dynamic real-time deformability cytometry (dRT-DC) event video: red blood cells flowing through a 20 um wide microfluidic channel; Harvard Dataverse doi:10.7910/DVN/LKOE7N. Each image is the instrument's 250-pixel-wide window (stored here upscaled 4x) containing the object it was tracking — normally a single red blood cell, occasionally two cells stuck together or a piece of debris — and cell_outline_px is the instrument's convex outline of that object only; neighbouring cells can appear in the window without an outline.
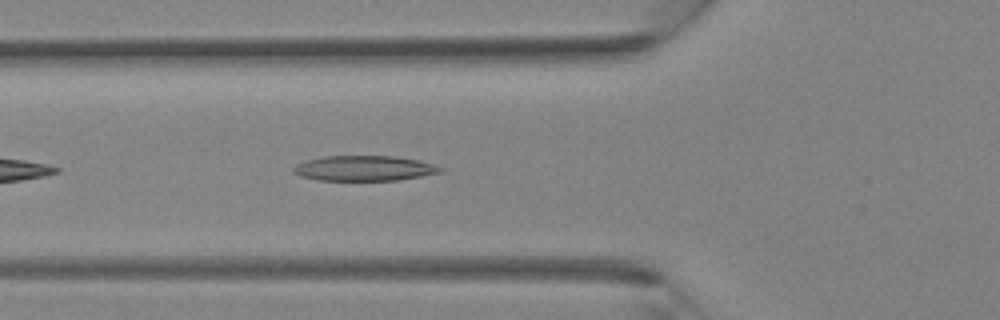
{"species": "Egyptian fruit bat (a non-hibernating species)", "species_latin": "Rousettus aegyptiacus", "temperature_condition": "room temperature", "stored_images_in_passage": 37, "camera_frame_rate_fps": 3000, "um_per_image_px": 0.085, "animal": {"sex": "female"}, "frame": {"image": 1, "passage_image": 13, "time_ms": 4.0, "image_size_px": [1000, 320], "cell_outline_px": [[444, 172], [400, 180], [316, 180], [300, 176], [292, 172], [292, 168], [296, 164], [308, 160], [324, 156], [396, 156], [420, 160], [444, 168]], "centroid_in_image_um": [30.98, 14.3], "position_along_channel_um": 94.8, "area_um2": 21.73}}
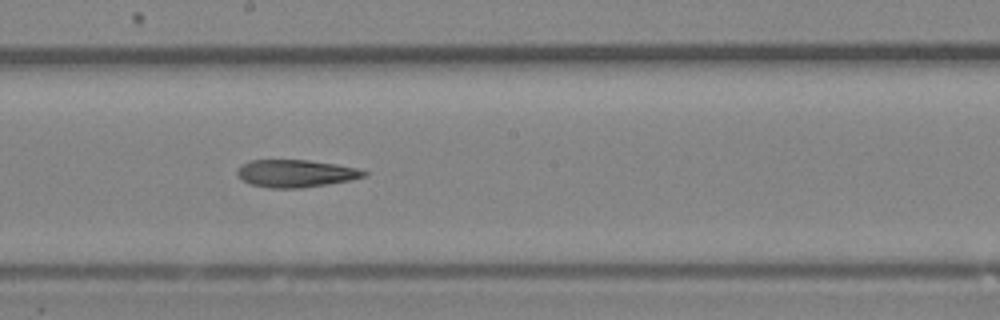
{"frame": {"image": 2, "passage_image": 20, "time_ms": 6.333, "image_size_px": [1000, 320], "cell_outline_px": [[368, 176], [348, 180], [300, 188], [268, 188], [252, 184], [244, 180], [236, 172], [248, 160], [308, 160], [336, 164], [356, 168], [368, 172]], "centroid_in_image_um": [25.16, 14.73], "position_along_channel_um": 223.0, "area_um2": 19.94}}
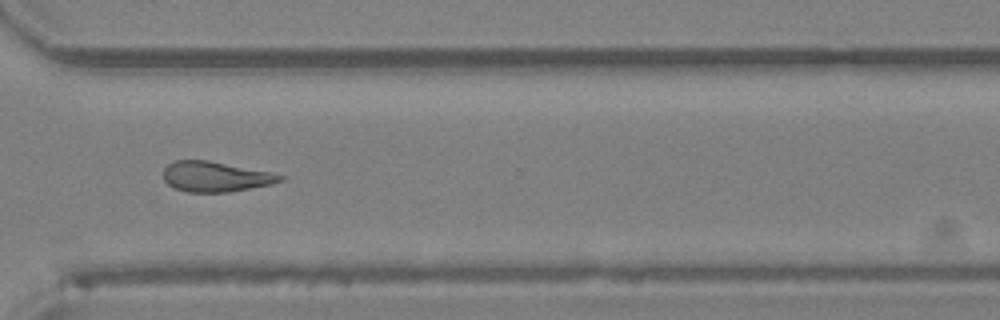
{"frame": {"image": 3, "passage_image": 27, "time_ms": 8.667, "image_size_px": [1000, 320], "cell_outline_px": [[284, 180], [272, 184], [228, 192], [188, 192], [176, 188], [168, 184], [164, 180], [164, 168], [168, 164], [176, 160], [208, 160], [272, 172], [284, 176]], "centroid_in_image_um": [18.33, 15.01], "position_along_channel_um": 352.3, "area_um2": 20.52}}